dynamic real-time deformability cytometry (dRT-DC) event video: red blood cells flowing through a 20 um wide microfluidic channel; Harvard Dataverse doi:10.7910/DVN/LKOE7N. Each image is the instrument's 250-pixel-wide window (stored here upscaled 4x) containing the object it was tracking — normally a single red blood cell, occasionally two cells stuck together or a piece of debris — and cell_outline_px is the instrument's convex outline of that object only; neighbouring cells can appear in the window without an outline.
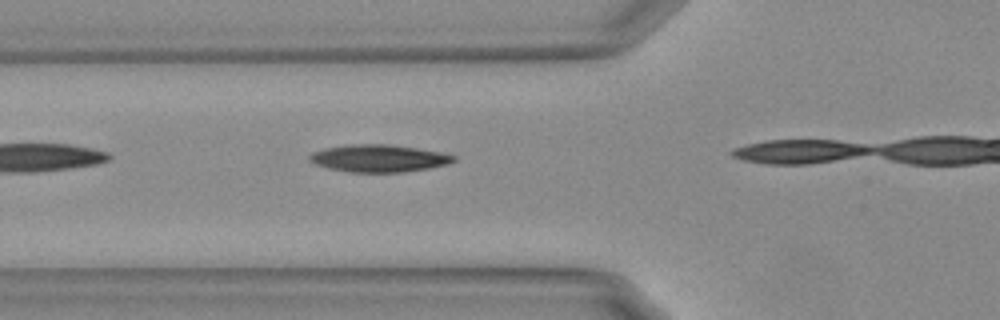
{"species": "Egyptian fruit bat (a non-hibernating species)", "species_latin": "Rousettus aegyptiacus", "temperature_condition": "warm", "stored_images_in_passage": 8, "camera_frame_rate_fps": 3000, "um_per_image_px": 0.085, "animal": {"sex": "female"}, "frame": {"image": 1, "passage_image": 4, "time_ms": 1.0, "image_size_px": [1000, 320], "cell_outline_px": [[456, 160], [448, 164], [428, 168], [404, 172], [348, 172], [328, 168], [316, 164], [308, 160], [308, 156], [312, 152], [324, 148], [344, 144], [388, 144], [416, 148], [440, 152], [456, 156]], "centroid_in_image_um": [32.16, 13.45], "position_along_channel_um": 93.6, "area_um2": 23.06}}